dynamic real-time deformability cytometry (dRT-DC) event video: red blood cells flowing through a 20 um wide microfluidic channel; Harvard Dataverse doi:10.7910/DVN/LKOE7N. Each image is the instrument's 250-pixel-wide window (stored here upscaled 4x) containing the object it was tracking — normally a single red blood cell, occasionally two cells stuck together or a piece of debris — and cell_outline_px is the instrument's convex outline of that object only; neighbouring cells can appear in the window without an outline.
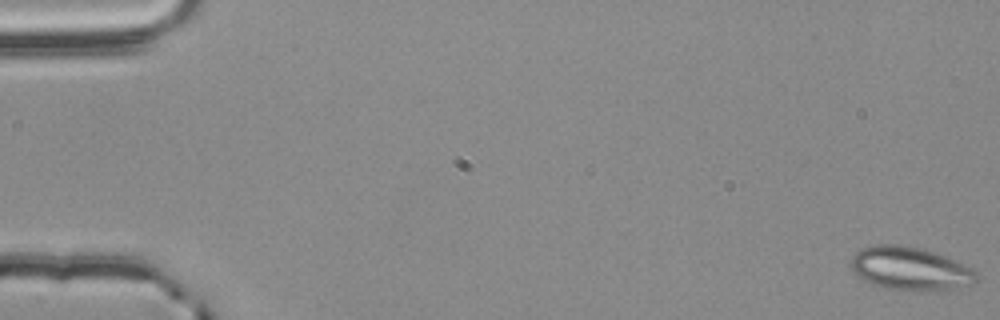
{"species": "common noctule bat (a hibernating species)", "species_latin": "Nyctalus noctula", "temperature_condition": "room temperature", "stored_images_in_passage": 56, "camera_frame_rate_fps": 3000, "um_per_image_px": 0.085, "animal": {"sex": "male", "body_mass_g": 20.4}, "frame": {"image": 1, "passage_image": 1, "time_ms": 0.0, "image_size_px": [1000, 320], "cell_outline_px": [[976, 280], [972, 284], [952, 288], [916, 292], [884, 288], [872, 284], [864, 280], [852, 268], [852, 256], [856, 252], [864, 248], [876, 244], [900, 244], [920, 248], [944, 256], [972, 268], [976, 272]], "centroid_in_image_um": [77.35, 22.84], "position_along_channel_um": 7.6, "area_um2": 31.33}}
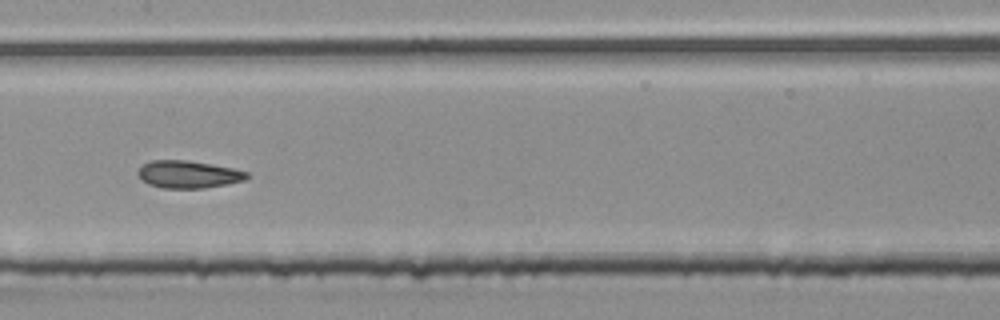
{"frame": {"image": 2, "passage_image": 29, "time_ms": 9.333, "image_size_px": [1000, 320], "cell_outline_px": [[248, 176], [244, 180], [228, 184], [204, 188], [160, 188], [148, 184], [136, 172], [144, 164], [152, 160], [188, 160], [232, 168], [248, 172]], "centroid_in_image_um": [16.01, 14.82], "position_along_channel_um": 191.4, "area_um2": 17.28}}
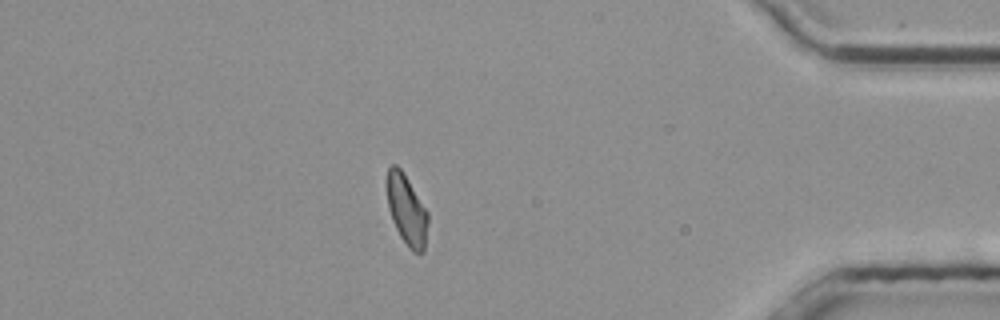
{"frame": {"image": 3, "passage_image": 49, "time_ms": 16.0, "image_size_px": [1000, 320], "cell_outline_px": [[428, 220], [424, 252], [412, 252], [408, 248], [400, 236], [392, 220], [388, 208], [388, 168], [392, 164], [396, 164], [400, 168], [428, 212]], "centroid_in_image_um": [34.58, 17.89], "position_along_channel_um": 400.6, "area_um2": 16.47}, "authors_computed_cell_mechanics": {"area_um2": 17.6579, "velocity_mm_per_s": 3.7679, "shape_relaxation_time_tau1_ms": 6.2608, "shape_relaxation_time_tau2_ms": 2.0585, "deformation_change_tau1": 0.1246, "deformation_change_tau2": 0.094}}